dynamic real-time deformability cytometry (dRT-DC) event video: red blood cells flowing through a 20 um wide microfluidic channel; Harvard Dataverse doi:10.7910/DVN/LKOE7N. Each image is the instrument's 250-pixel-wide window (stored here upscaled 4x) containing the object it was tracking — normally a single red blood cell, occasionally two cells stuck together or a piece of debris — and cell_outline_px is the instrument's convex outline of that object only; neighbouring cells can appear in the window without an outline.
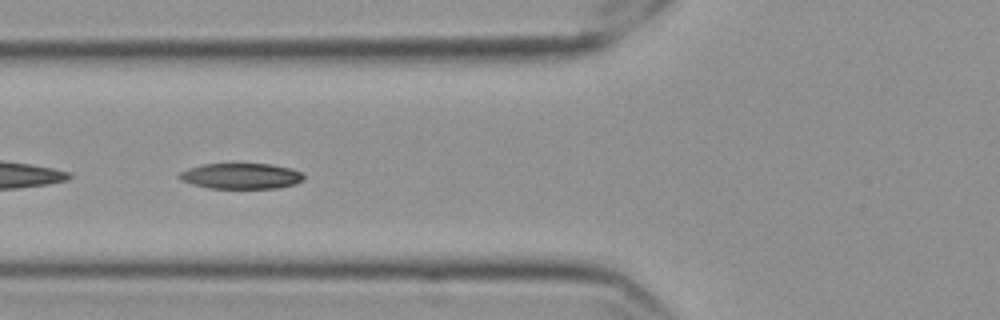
{"species": "Egyptian fruit bat (a non-hibernating species)", "species_latin": "Rousettus aegyptiacus", "temperature_condition": "cold", "stored_images_in_passage": 45, "camera_frame_rate_fps": 3000, "um_per_image_px": 0.085, "frame": {"image": 1, "passage_image": 10, "time_ms": 3.0, "image_size_px": [1000, 320], "cell_outline_px": [[304, 180], [296, 184], [280, 188], [208, 188], [192, 184], [180, 180], [176, 176], [180, 172], [188, 168], [204, 164], [272, 164], [292, 168], [300, 172], [304, 176]], "centroid_in_image_um": [20.5, 14.96], "position_along_channel_um": 105.3, "area_um2": 18.79}}
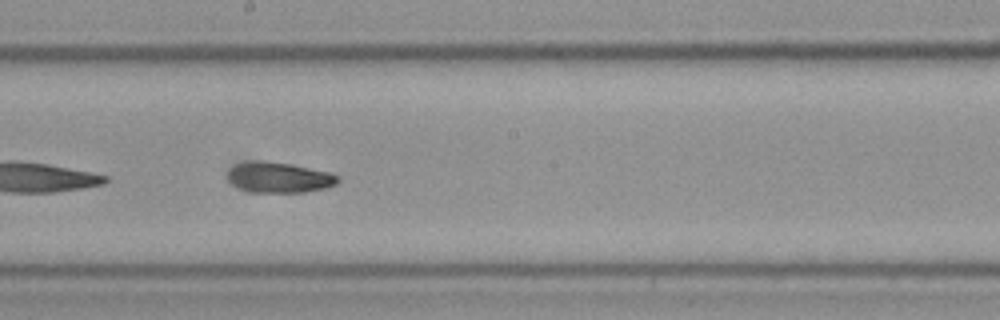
{"frame": {"image": 2, "passage_image": 20, "time_ms": 6.333, "image_size_px": [1000, 320], "cell_outline_px": [[340, 180], [336, 184], [328, 188], [304, 192], [252, 192], [240, 188], [232, 184], [228, 180], [228, 172], [236, 164], [252, 160], [264, 160], [292, 164], [328, 172], [340, 176]], "centroid_in_image_um": [23.74, 15.08], "position_along_channel_um": 224.5, "area_um2": 19.71}}
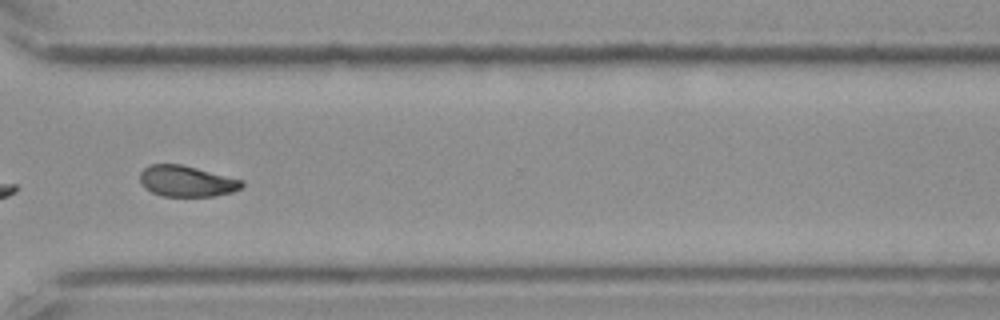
{"frame": {"image": 3, "passage_image": 31, "time_ms": 10.0, "image_size_px": [1000, 320], "cell_outline_px": [[244, 184], [240, 188], [232, 192], [216, 196], [164, 196], [152, 192], [144, 188], [140, 180], [140, 172], [148, 164], [180, 164], [244, 180]], "centroid_in_image_um": [15.85, 15.4], "position_along_channel_um": 354.7, "area_um2": 18.38}, "authors_computed_cell_mechanics": {"area_um2": 18.785, "velocity_mm_per_s": 3.5555, "shape_relaxation_time_tau1_ms": 4.1802, "shape_relaxation_time_tau2_ms": 7.5112, "deformation_change_tau1": 0.1362, "deformation_change_tau2": 0.1075}}